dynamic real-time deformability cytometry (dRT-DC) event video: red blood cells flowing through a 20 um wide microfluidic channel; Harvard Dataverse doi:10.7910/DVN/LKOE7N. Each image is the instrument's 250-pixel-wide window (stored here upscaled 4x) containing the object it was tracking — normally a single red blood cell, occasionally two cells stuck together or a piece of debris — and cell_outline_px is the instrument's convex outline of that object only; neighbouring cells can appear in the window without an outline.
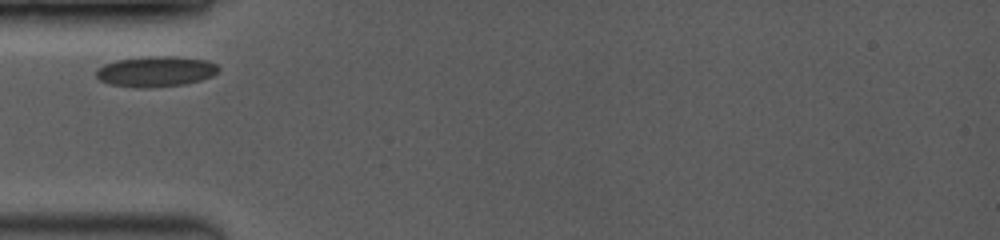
{"species": "common noctule bat (a hibernating species)", "species_latin": "Nyctalus noctula", "temperature_condition": "room temperature", "stored_images_in_passage": 8, "camera_frame_rate_fps": 3500, "um_per_image_px": 0.085, "animal": {"sex": "female", "body_mass_g": 19.0, "forearm_length_mm": 53.3}, "frame": {"image": 1, "passage_image": 1, "time_ms": 0.0, "image_size_px": [1000, 240], "cell_outline_px": [[220, 72], [212, 76], [200, 80], [184, 84], [148, 88], [140, 88], [108, 84], [100, 80], [96, 76], [96, 68], [104, 64], [116, 60], [148, 56], [176, 56], [204, 60], [216, 64], [220, 68]], "centroid_in_image_um": [13.23, 6.07], "position_along_channel_um": 71.8, "area_um2": 21.91}}
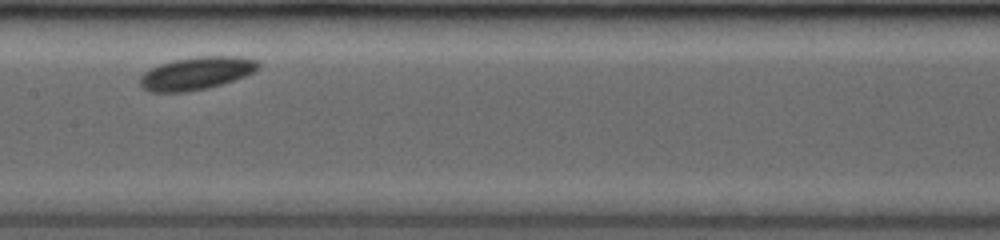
{"frame": {"image": 2, "passage_image": 5, "time_ms": 3.143, "image_size_px": [1000, 240], "cell_outline_px": [[260, 68], [244, 76], [208, 88], [188, 92], [148, 92], [140, 84], [140, 76], [144, 72], [160, 64], [172, 60], [196, 56], [236, 56], [256, 60], [260, 64]], "centroid_in_image_um": [16.67, 6.23], "position_along_channel_um": 190.7, "area_um2": 22.54}}
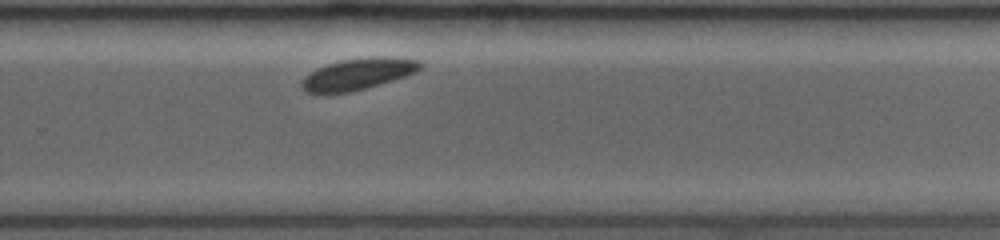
{"frame": {"image": 3, "passage_image": 8, "time_ms": 6.0, "image_size_px": [1000, 240], "cell_outline_px": [[424, 64], [416, 72], [392, 80], [364, 88], [348, 92], [304, 92], [300, 88], [300, 80], [304, 76], [316, 68], [328, 64], [344, 60], [380, 56], [416, 60]], "centroid_in_image_um": [30.37, 6.29], "position_along_channel_um": 299.4, "area_um2": 21.21}}